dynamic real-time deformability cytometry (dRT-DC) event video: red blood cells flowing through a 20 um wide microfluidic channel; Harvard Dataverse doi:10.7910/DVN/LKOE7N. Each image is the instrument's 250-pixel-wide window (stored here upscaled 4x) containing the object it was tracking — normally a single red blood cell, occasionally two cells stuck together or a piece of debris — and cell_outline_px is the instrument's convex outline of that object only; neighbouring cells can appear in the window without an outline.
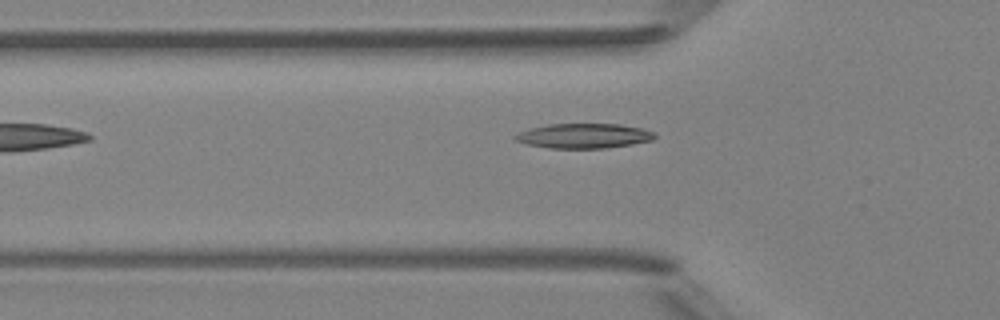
{"species": "Egyptian fruit bat (a non-hibernating species)", "species_latin": "Rousettus aegyptiacus", "temperature_condition": "room temperature", "stored_images_in_passage": 6, "camera_frame_rate_fps": 3000, "um_per_image_px": 0.085, "animal": {"sex": "female"}, "frame": {"image": 1, "passage_image": 5, "time_ms": 4.667, "image_size_px": [1000, 320], "cell_outline_px": [[656, 136], [652, 140], [632, 144], [604, 148], [548, 148], [528, 144], [516, 140], [512, 136], [520, 132], [532, 128], [548, 124], [620, 124], [644, 128], [656, 132]], "centroid_in_image_um": [49.67, 11.54], "position_along_channel_um": 76.1, "area_um2": 20.11}}
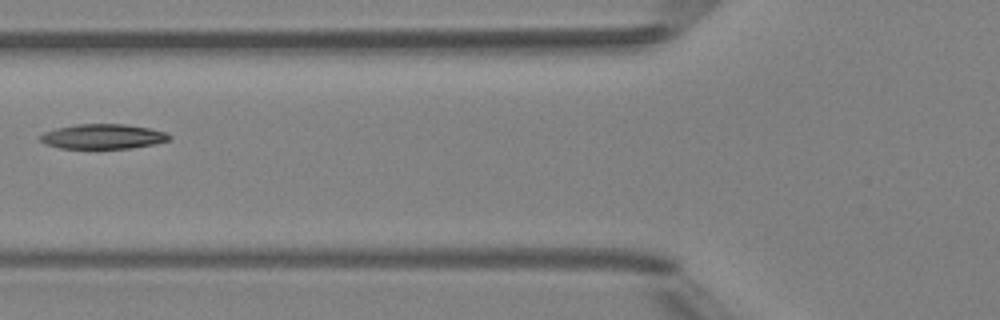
{"frame": {"image": 2, "passage_image": 6, "time_ms": 5.667, "image_size_px": [1000, 320], "cell_outline_px": [[172, 136], [168, 140], [152, 144], [132, 148], [60, 148], [44, 144], [40, 140], [40, 136], [44, 132], [56, 128], [76, 124], [124, 124], [148, 128], [164, 132]], "centroid_in_image_um": [8.71, 11.6], "position_along_channel_um": 117.1, "area_um2": 18.5}}